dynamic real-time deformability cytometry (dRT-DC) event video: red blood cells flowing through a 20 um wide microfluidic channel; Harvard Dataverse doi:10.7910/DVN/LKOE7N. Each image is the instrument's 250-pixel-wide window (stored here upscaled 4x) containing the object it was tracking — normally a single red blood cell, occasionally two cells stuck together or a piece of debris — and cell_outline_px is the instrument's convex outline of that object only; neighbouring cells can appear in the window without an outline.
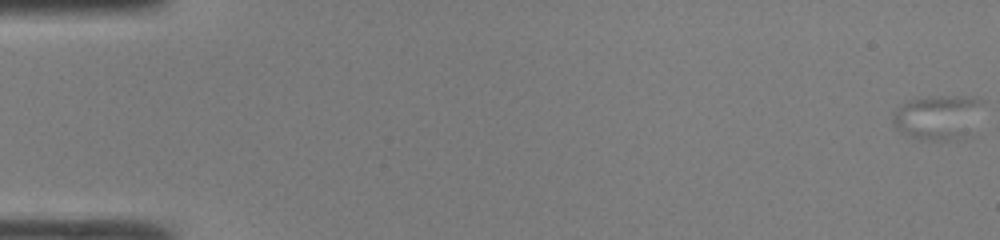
{"species": "common noctule bat (a hibernating species)", "species_latin": "Nyctalus noctula", "temperature_condition": "room temperature", "stored_images_in_passage": 52, "segment_of_instrument_passage": [1, 2], "camera_frame_rate_fps": 3000, "um_per_image_px": 0.085, "animal": {"sex": "male", "body_mass_g": 19.0, "forearm_length_mm": 50.8}, "frame": {"image": 1, "passage_image": 1, "time_ms": 0.0, "image_size_px": [1000, 240], "cell_outline_px": [[984, 100], [964, 140], [916, 140], [908, 136], [892, 124], [892, 112], [896, 108], [908, 100], [928, 96], [972, 96]], "centroid_in_image_um": [79.65, 9.96], "position_along_channel_um": 5.3, "area_um2": 23.52}}
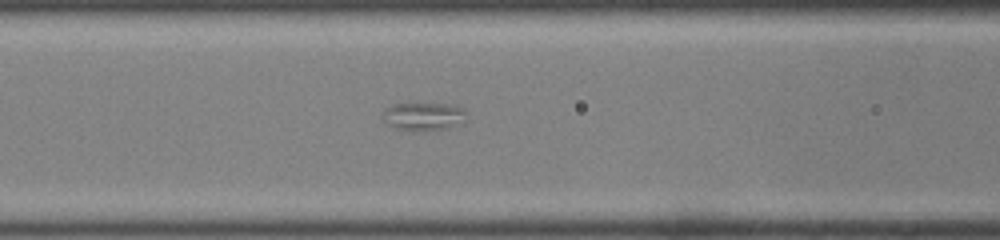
{"frame": {"image": 2, "passage_image": 23, "time_ms": 7.333, "image_size_px": [1000, 240], "cell_outline_px": [[464, 120], [440, 128], [424, 132], [412, 132], [396, 128], [388, 124], [384, 120], [384, 112], [392, 104], [456, 104], [464, 108]], "centroid_in_image_um": [35.96, 9.89], "position_along_channel_um": 130.6, "area_um2": 13.35}}
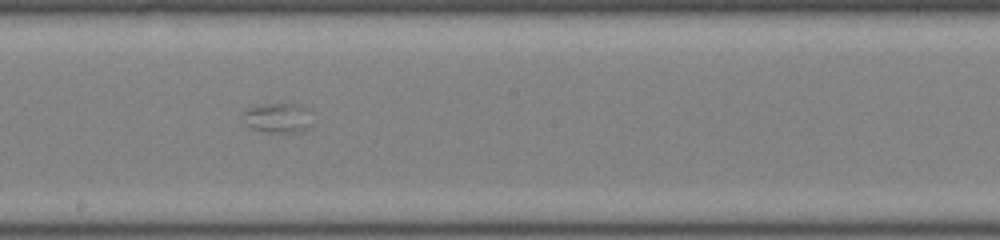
{"frame": {"image": 3, "passage_image": 30, "time_ms": 9.667, "image_size_px": [1000, 240], "cell_outline_px": [[312, 124], [308, 128], [300, 132], [264, 132], [252, 128], [244, 124], [244, 112], [252, 108], [268, 104], [296, 104], [300, 108]], "centroid_in_image_um": [23.55, 10.07], "position_along_channel_um": 224.7, "area_um2": 11.27}}